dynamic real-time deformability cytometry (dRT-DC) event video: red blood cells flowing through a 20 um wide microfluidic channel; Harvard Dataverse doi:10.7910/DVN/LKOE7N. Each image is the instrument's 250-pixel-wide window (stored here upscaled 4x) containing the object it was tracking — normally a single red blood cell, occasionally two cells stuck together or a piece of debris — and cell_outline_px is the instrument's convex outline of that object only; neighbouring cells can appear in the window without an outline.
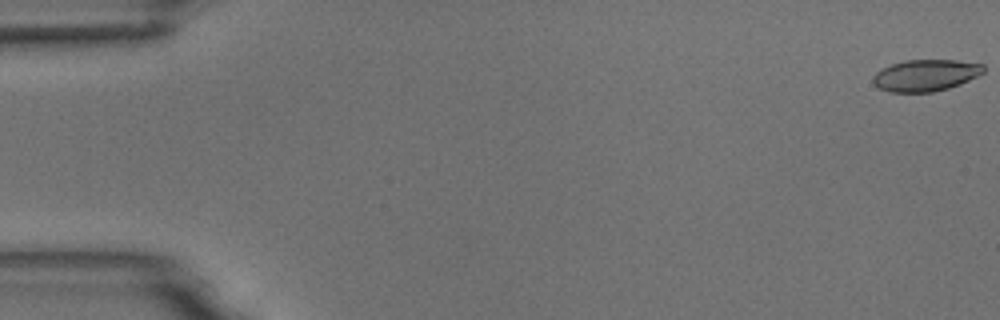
{"species": "common noctule bat (a hibernating species)", "species_latin": "Nyctalus noctula", "temperature_condition": "room temperature", "stored_images_in_passage": 10, "camera_frame_rate_fps": 3000, "um_per_image_px": 0.085, "animal": {"sex": "male", "body_mass_g": 18.8}, "frame": {"image": 1, "passage_image": 1, "time_ms": 0.0, "image_size_px": [1000, 320], "cell_outline_px": [[984, 72], [960, 84], [948, 88], [932, 92], [892, 92], [880, 88], [872, 80], [872, 76], [876, 72], [892, 64], [904, 60], [956, 60], [984, 64]], "centroid_in_image_um": [78.69, 6.39], "position_along_channel_um": 6.3, "area_um2": 20.17}}
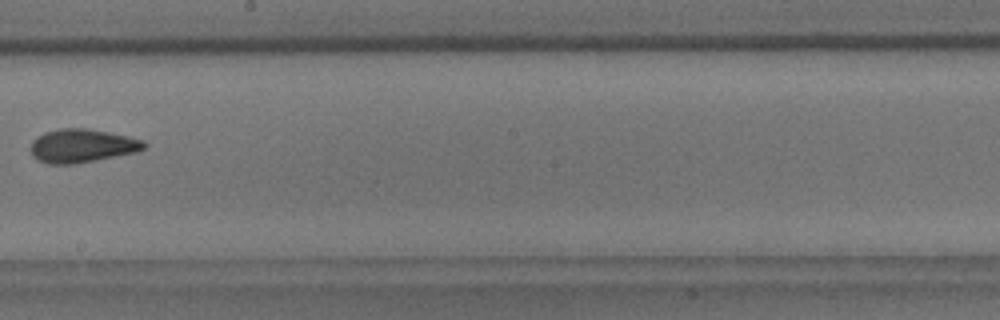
{"frame": {"image": 2, "passage_image": 9, "time_ms": 10.333, "image_size_px": [1000, 320], "cell_outline_px": [[148, 144], [144, 148], [136, 152], [76, 164], [48, 164], [36, 160], [32, 156], [32, 140], [36, 136], [44, 132], [60, 128], [88, 128], [128, 136], [144, 140]], "centroid_in_image_um": [6.96, 12.39], "position_along_channel_um": 241.2, "area_um2": 22.31}}
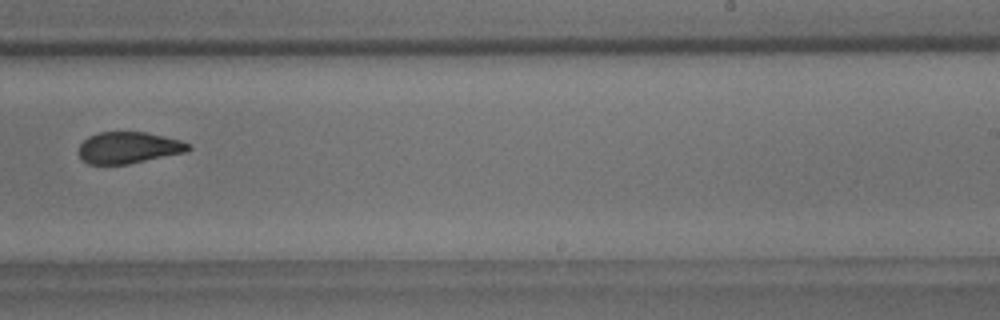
{"frame": {"image": 3, "passage_image": 10, "time_ms": 11.333, "image_size_px": [1000, 320], "cell_outline_px": [[192, 148], [184, 152], [128, 164], [88, 164], [80, 156], [80, 144], [88, 136], [96, 132], [144, 132], [164, 136], [180, 140], [192, 144]], "centroid_in_image_um": [10.94, 12.54], "position_along_channel_um": 278.1, "area_um2": 20.0}}